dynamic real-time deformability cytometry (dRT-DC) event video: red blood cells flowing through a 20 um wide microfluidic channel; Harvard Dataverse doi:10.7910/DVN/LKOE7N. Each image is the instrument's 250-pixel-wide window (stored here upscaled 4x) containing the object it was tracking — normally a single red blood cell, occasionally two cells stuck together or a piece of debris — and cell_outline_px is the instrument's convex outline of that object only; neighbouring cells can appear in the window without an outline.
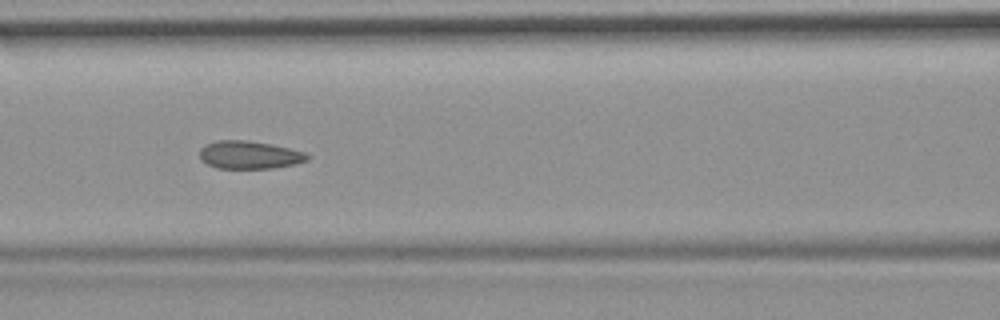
{"species": "common noctule bat (a hibernating species)", "species_latin": "Nyctalus noctula", "temperature_condition": "room temperature", "stored_images_in_passage": 11, "camera_frame_rate_fps": 3000, "um_per_image_px": 0.085, "animal": {"sex": "female", "body_mass_g": 19.9}, "frame": {"image": 1, "passage_image": 7, "time_ms": 2.0, "image_size_px": [1000, 320], "cell_outline_px": [[312, 156], [308, 160], [296, 164], [272, 168], [216, 168], [200, 160], [200, 148], [204, 144], [216, 140], [244, 140], [268, 144], [308, 152]], "centroid_in_image_um": [21.21, 13.17], "position_along_channel_um": 145.4, "area_um2": 17.63}}
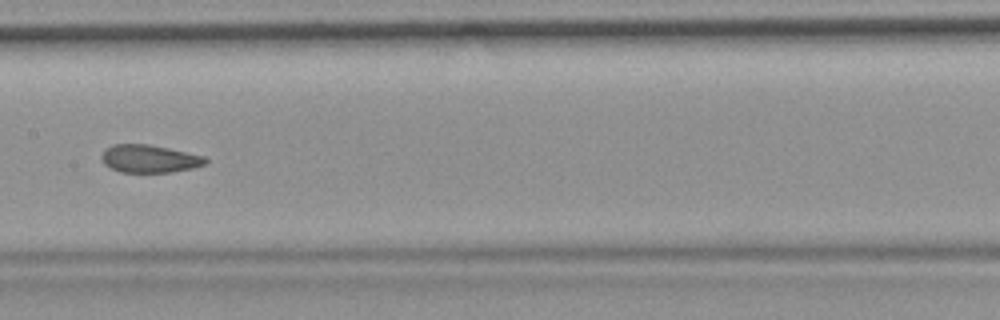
{"frame": {"image": 2, "passage_image": 8, "time_ms": 2.333, "image_size_px": [1000, 320], "cell_outline_px": [[208, 160], [204, 164], [192, 168], [172, 172], [120, 172], [104, 164], [100, 156], [112, 144], [148, 144], [168, 148], [204, 156]], "centroid_in_image_um": [12.69, 13.49], "position_along_channel_um": 194.7, "area_um2": 16.65}}
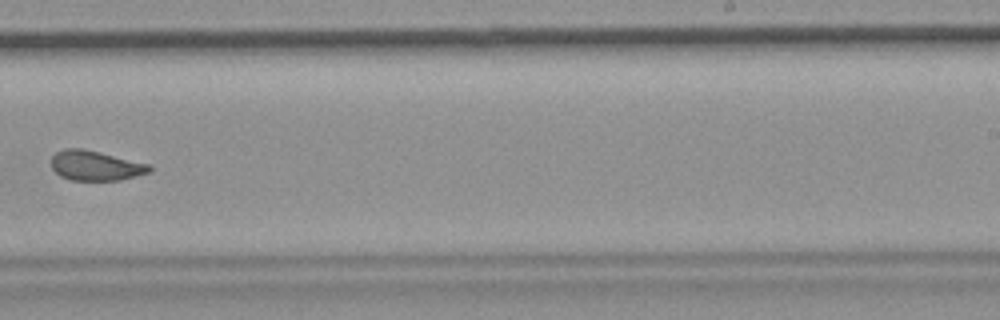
{"frame": {"image": 3, "passage_image": 10, "time_ms": 3.0, "image_size_px": [1000, 320], "cell_outline_px": [[152, 172], [120, 180], [72, 180], [60, 176], [52, 168], [52, 156], [56, 152], [64, 148], [84, 148], [152, 164]], "centroid_in_image_um": [8.17, 14.07], "position_along_channel_um": 280.8, "area_um2": 17.34}}